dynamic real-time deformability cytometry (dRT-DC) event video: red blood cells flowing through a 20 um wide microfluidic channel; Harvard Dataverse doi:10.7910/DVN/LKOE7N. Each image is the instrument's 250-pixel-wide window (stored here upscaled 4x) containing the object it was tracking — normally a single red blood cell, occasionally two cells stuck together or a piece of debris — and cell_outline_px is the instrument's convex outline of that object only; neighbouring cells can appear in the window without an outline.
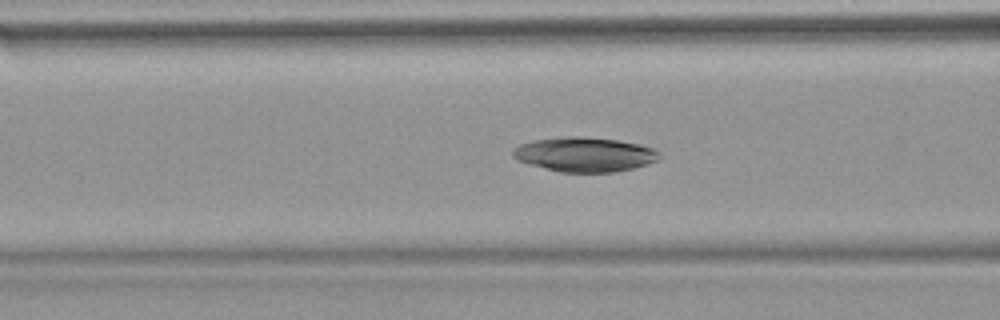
{"species": "common noctule bat (a hibernating species)", "species_latin": "Nyctalus noctula", "temperature_condition": "warm", "stored_images_in_passage": 52, "camera_frame_rate_fps": 3000, "um_per_image_px": 0.085, "animal": {"sex": "female", "body_mass_g": 18.4}, "frame": {"image": 1, "passage_image": 20, "time_ms": 6.333, "image_size_px": [1000, 320], "cell_outline_px": [[660, 156], [656, 160], [632, 168], [612, 172], [560, 172], [532, 164], [520, 160], [512, 156], [512, 148], [520, 144], [532, 140], [564, 136], [580, 136], [616, 140], [640, 144], [656, 148], [660, 152]], "centroid_in_image_um": [49.69, 13.11], "position_along_channel_um": 116.9, "area_um2": 29.25}}
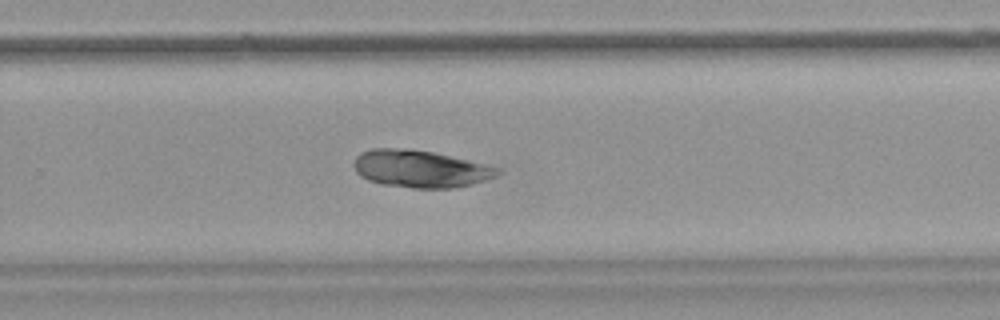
{"frame": {"image": 2, "passage_image": 34, "time_ms": 11.0, "image_size_px": [1000, 320], "cell_outline_px": [[500, 172], [496, 176], [472, 184], [456, 188], [412, 188], [380, 184], [368, 180], [360, 176], [356, 172], [352, 164], [356, 156], [360, 152], [372, 148], [408, 148], [432, 152], [468, 160], [500, 168]], "centroid_in_image_um": [35.67, 14.35], "position_along_channel_um": 294.1, "area_um2": 31.39}}
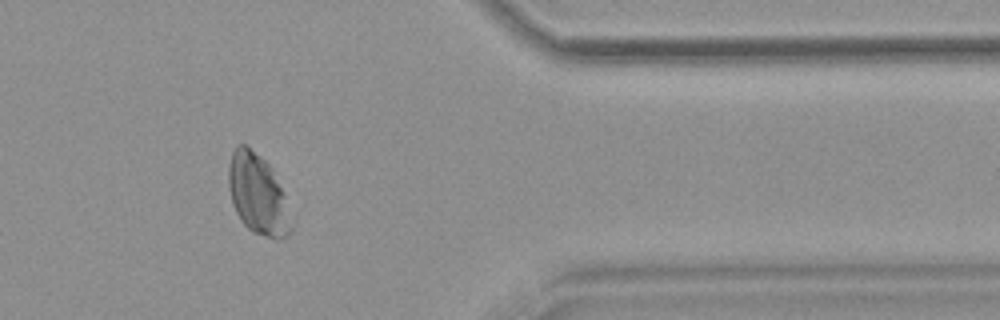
{"frame": {"image": 3, "passage_image": 43, "time_ms": 14.0, "image_size_px": [1000, 320], "cell_outline_px": [[292, 232], [288, 236], [280, 240], [276, 240], [252, 232], [240, 220], [236, 212], [232, 200], [228, 184], [228, 164], [232, 152], [236, 144], [244, 144], [260, 156], [272, 168], [284, 192], [292, 228]], "centroid_in_image_um": [21.91, 16.54], "position_along_channel_um": 389.5, "area_um2": 29.42}}